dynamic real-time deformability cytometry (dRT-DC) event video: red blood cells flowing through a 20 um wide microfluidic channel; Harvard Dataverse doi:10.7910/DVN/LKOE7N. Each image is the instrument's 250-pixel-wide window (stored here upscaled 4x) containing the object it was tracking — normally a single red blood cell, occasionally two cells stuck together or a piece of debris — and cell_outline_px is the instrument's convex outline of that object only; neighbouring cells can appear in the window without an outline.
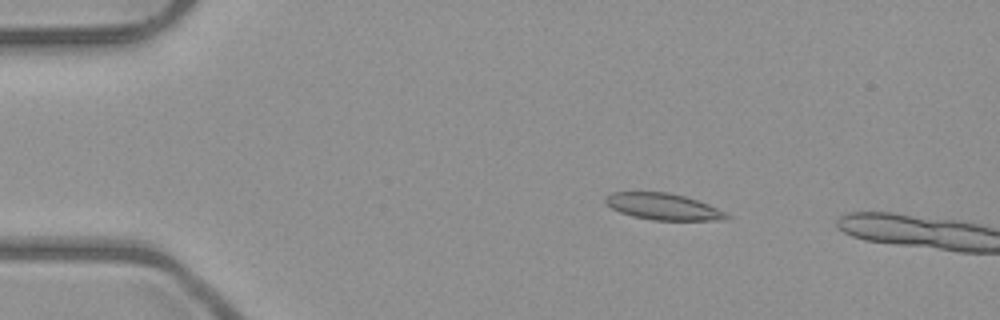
{"species": "common noctule bat (a hibernating species)", "species_latin": "Nyctalus noctula", "temperature_condition": "room temperature", "stored_images_in_passage": 7, "camera_frame_rate_fps": 3000, "um_per_image_px": 0.085, "animal": {"sex": "male", "body_mass_g": 23.1, "forearm_length_mm": 52.7}, "frame": {"image": 1, "passage_image": 3, "time_ms": 2.333, "image_size_px": [1000, 320], "cell_outline_px": [[732, 216], [728, 220], [652, 220], [632, 216], [620, 212], [612, 208], [604, 200], [604, 196], [612, 192], [668, 192], [684, 196], [708, 204]], "centroid_in_image_um": [56.37, 17.56], "position_along_channel_um": 28.6, "area_um2": 18.67}}
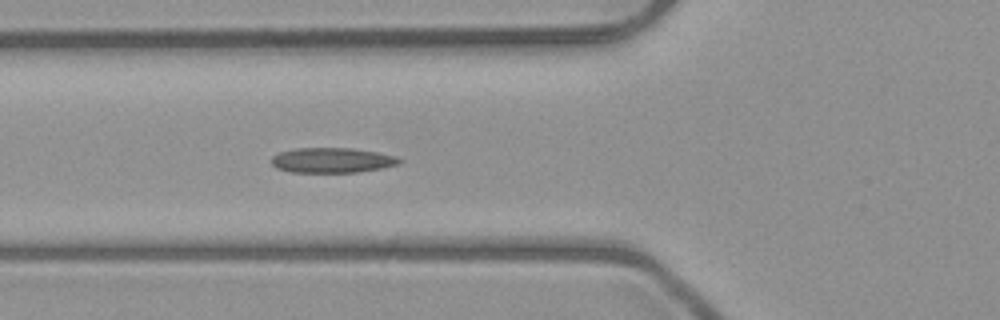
{"frame": {"image": 2, "passage_image": 6, "time_ms": 5.667, "image_size_px": [1000, 320], "cell_outline_px": [[404, 160], [400, 164], [380, 168], [356, 172], [288, 172], [276, 168], [272, 164], [272, 156], [280, 152], [296, 148], [352, 148], [376, 152], [396, 156]], "centroid_in_image_um": [28.23, 13.62], "position_along_channel_um": 97.6, "area_um2": 18.67}}